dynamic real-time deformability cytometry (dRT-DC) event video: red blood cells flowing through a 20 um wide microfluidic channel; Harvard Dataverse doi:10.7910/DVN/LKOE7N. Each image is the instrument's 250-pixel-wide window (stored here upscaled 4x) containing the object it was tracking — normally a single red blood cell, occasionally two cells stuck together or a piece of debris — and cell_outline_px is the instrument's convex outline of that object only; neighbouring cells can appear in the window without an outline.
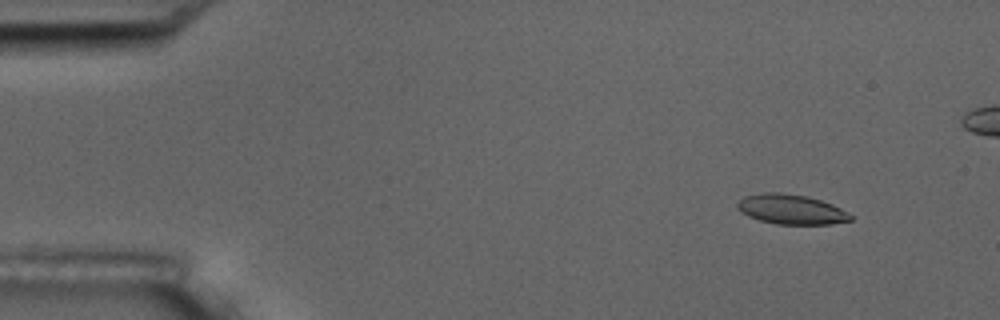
{"species": "common noctule bat (a hibernating species)", "species_latin": "Nyctalus noctula", "temperature_condition": "room temperature", "stored_images_in_passage": 4, "camera_frame_rate_fps": 3000, "um_per_image_px": 0.085, "animal": {"sex": "male", "body_mass_g": 17.5, "forearm_length_mm": 52.3}, "frame": {"image": 1, "passage_image": 1, "time_ms": 0.0, "image_size_px": [1000, 320], "cell_outline_px": [[852, 220], [832, 224], [776, 224], [760, 220], [748, 216], [740, 212], [736, 208], [736, 204], [744, 196], [764, 192], [780, 192], [804, 196], [820, 200], [832, 204], [840, 208], [852, 216]], "centroid_in_image_um": [67.21, 17.79], "position_along_channel_um": 17.8, "area_um2": 19.59}}